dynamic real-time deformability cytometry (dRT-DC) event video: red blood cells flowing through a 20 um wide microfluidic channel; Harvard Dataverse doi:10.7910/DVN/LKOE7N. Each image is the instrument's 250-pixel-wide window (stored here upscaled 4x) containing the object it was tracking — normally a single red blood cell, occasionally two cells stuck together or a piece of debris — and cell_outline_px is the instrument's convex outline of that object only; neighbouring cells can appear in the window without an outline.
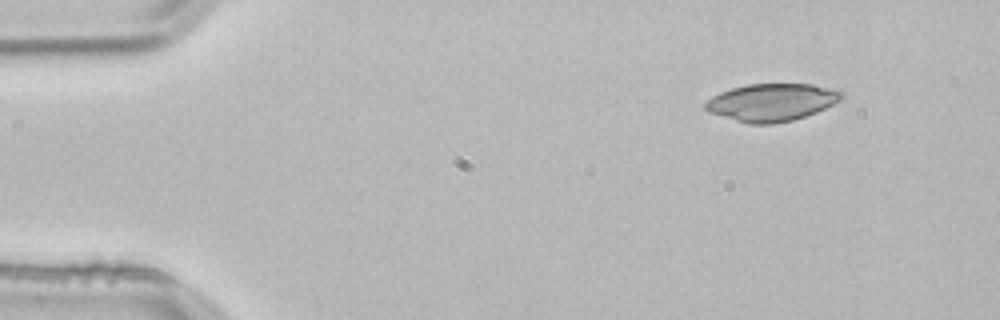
{"species": "common noctule bat (a hibernating species)", "species_latin": "Nyctalus noctula", "temperature_condition": "room temperature", "stored_images_in_passage": 3, "camera_frame_rate_fps": 3000, "um_per_image_px": 0.085, "animal": {"sex": "male", "body_mass_g": 21.5, "forearm_length_mm": 52.0}, "frame": {"image": 1, "passage_image": 1, "time_ms": 0.0, "image_size_px": [1000, 320], "cell_outline_px": [[844, 96], [840, 100], [816, 112], [792, 120], [772, 124], [748, 124], [708, 112], [704, 108], [704, 104], [712, 96], [720, 92], [732, 88], [748, 84], [812, 84], [840, 88], [844, 92]], "centroid_in_image_um": [65.62, 8.68], "position_along_channel_um": 19.4, "area_um2": 29.94}}